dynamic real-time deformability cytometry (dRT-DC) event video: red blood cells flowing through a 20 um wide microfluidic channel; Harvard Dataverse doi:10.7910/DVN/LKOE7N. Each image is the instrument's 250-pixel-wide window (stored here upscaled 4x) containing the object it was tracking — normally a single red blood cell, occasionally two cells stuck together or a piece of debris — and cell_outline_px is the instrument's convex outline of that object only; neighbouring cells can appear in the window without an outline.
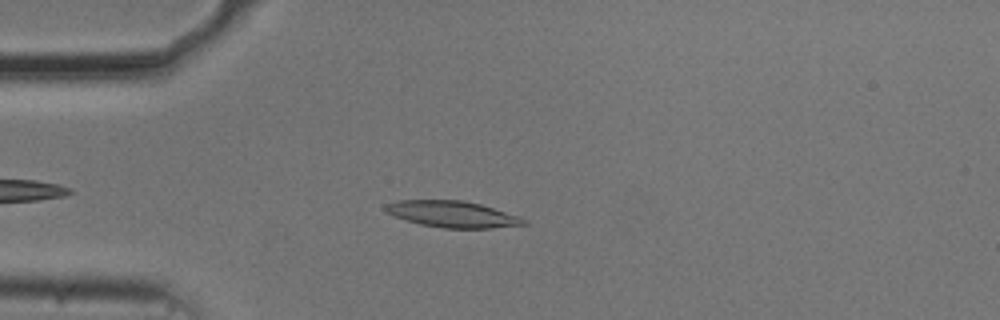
{"species": "common noctule bat (a hibernating species)", "species_latin": "Nyctalus noctula", "temperature_condition": "cold", "stored_images_in_passage": 46, "camera_frame_rate_fps": 3000, "um_per_image_px": 0.085, "animal": {"sex": "male", "body_mass_g": 20.5, "forearm_length_mm": 52.5}, "frame": {"image": 1, "passage_image": 9, "time_ms": 2.667, "image_size_px": [1000, 320], "cell_outline_px": [[528, 224], [492, 228], [444, 228], [420, 224], [384, 212], [384, 204], [396, 200], [464, 200], [480, 204], [520, 216], [528, 220]], "centroid_in_image_um": [38.47, 18.2], "position_along_channel_um": 46.5, "area_um2": 21.33}}
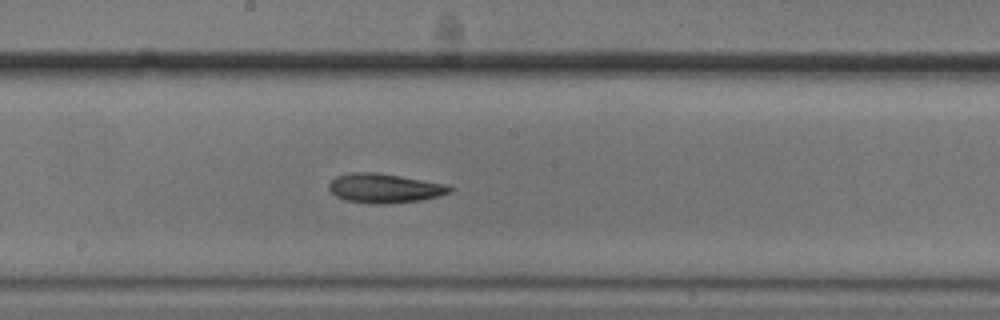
{"frame": {"image": 2, "passage_image": 24, "time_ms": 7.667, "image_size_px": [1000, 320], "cell_outline_px": [[456, 188], [452, 192], [440, 196], [420, 200], [392, 204], [368, 204], [344, 200], [336, 196], [328, 188], [328, 184], [336, 176], [352, 172], [376, 172], [448, 184]], "centroid_in_image_um": [32.72, 16.01], "position_along_channel_um": 215.5, "area_um2": 21.04}}
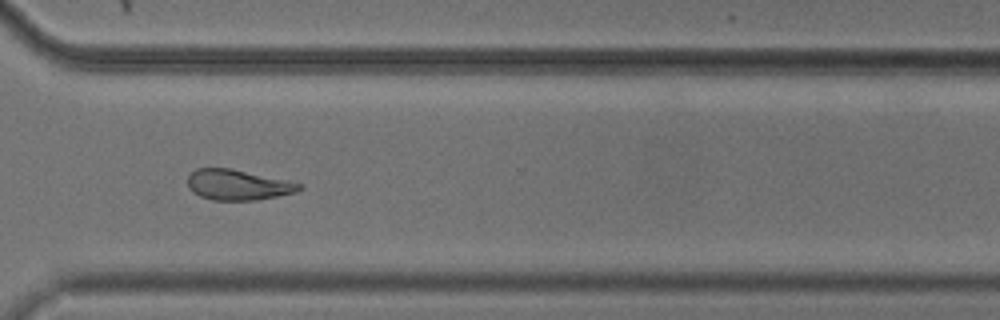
{"frame": {"image": 3, "passage_image": 35, "time_ms": 11.333, "image_size_px": [1000, 320], "cell_outline_px": [[304, 188], [296, 192], [256, 200], [212, 200], [200, 196], [192, 192], [188, 188], [188, 176], [196, 168], [232, 168], [304, 184]], "centroid_in_image_um": [20.22, 15.71], "position_along_channel_um": 350.4, "area_um2": 19.88}, "authors_computed_cell_mechanics": {"area_um2": 20.6924, "velocity_mm_per_s": 3.6961, "shape_relaxation_time_tau1_ms": 5.6473, "shape_relaxation_time_tau2_ms": null, "deformation_change_tau1": 0.1654, "deformation_change_tau2": null}}